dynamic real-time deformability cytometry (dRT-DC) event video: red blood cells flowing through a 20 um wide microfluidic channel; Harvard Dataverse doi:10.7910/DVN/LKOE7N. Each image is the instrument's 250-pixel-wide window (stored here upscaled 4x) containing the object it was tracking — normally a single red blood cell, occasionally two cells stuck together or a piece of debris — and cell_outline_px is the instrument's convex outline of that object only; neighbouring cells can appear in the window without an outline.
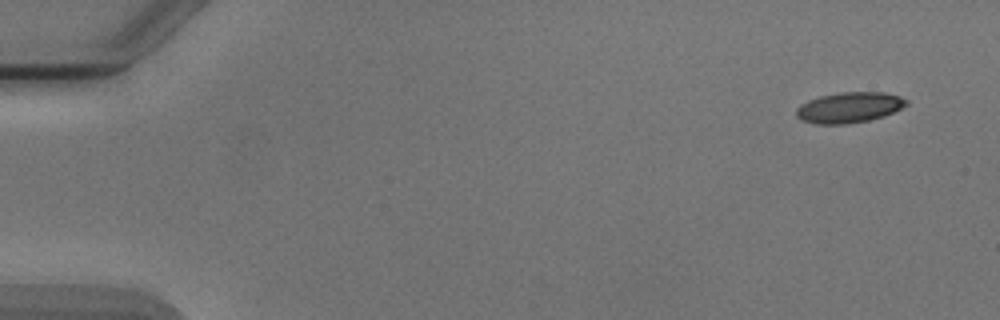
{"species": "Egyptian fruit bat (a non-hibernating species)", "species_latin": "Rousettus aegyptiacus", "temperature_condition": "cold", "stored_images_in_passage": 51, "camera_frame_rate_fps": 3000, "um_per_image_px": 0.085, "animal": {"sex": "male"}, "frame": {"image": 1, "passage_image": 1, "time_ms": 0.0, "image_size_px": [1000, 320], "cell_outline_px": [[908, 104], [884, 116], [868, 120], [844, 124], [816, 124], [800, 120], [796, 116], [796, 108], [800, 104], [808, 100], [820, 96], [840, 92], [884, 92], [900, 96], [908, 100]], "centroid_in_image_um": [72.15, 9.13], "position_along_channel_um": 12.8, "area_um2": 19.65}}
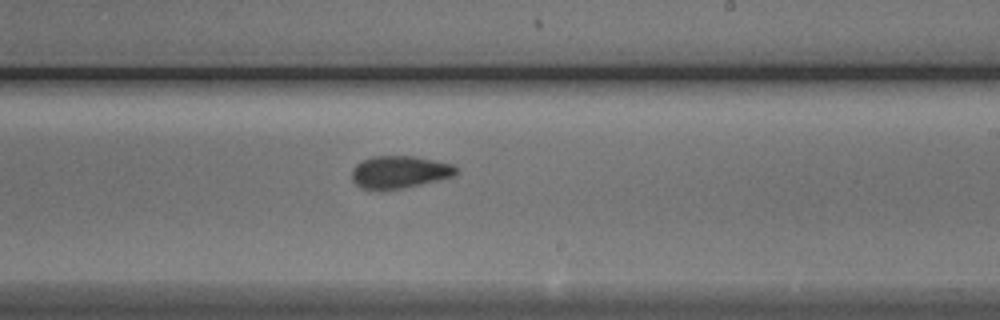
{"frame": {"image": 2, "passage_image": 30, "time_ms": 9.667, "image_size_px": [1000, 320], "cell_outline_px": [[456, 176], [404, 188], [380, 192], [360, 188], [352, 180], [352, 168], [356, 164], [372, 156], [416, 156], [452, 164], [456, 168]], "centroid_in_image_um": [33.92, 14.65], "position_along_channel_um": 255.1, "area_um2": 20.11}}
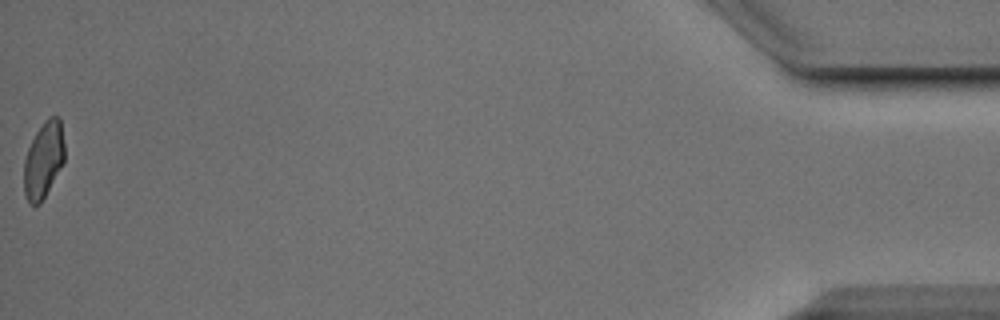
{"frame": {"image": 3, "passage_image": 51, "time_ms": 16.667, "image_size_px": [1000, 320], "cell_outline_px": [[64, 164], [40, 204], [28, 204], [24, 192], [24, 160], [28, 148], [36, 132], [44, 120], [48, 116], [60, 116], [64, 144]], "centroid_in_image_um": [3.71, 13.58], "position_along_channel_um": 431.5, "area_um2": 18.26}, "authors_computed_cell_mechanics": {"area_um2": 19.5942, "velocity_mm_per_s": 3.8941, "shape_relaxation_time_tau1_ms": 4.5997, "shape_relaxation_time_tau2_ms": 1.2888, "deformation_change_tau1": 0.1207, "deformation_change_tau2": 0.0591}}